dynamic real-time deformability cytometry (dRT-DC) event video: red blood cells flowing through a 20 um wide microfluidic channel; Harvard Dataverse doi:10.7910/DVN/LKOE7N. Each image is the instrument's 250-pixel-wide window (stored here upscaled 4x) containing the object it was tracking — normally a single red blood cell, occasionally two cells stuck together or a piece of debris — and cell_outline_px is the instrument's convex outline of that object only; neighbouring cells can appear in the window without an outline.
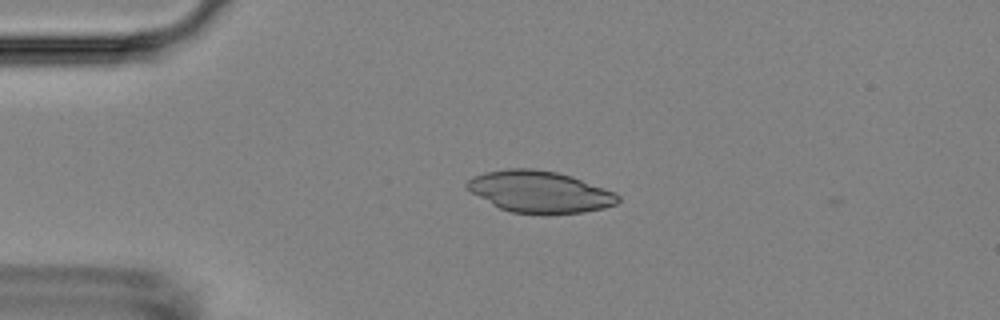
{"species": "Egyptian fruit bat (a non-hibernating species)", "species_latin": "Rousettus aegyptiacus", "temperature_condition": "room temperature", "stored_images_in_passage": 4, "camera_frame_rate_fps": 3000, "um_per_image_px": 0.085, "animal": {"sex": "female"}, "frame": {"image": 1, "passage_image": 3, "time_ms": 2.333, "image_size_px": [1000, 320], "cell_outline_px": [[620, 200], [616, 204], [604, 208], [584, 212], [512, 212], [500, 208], [492, 204], [472, 192], [464, 184], [472, 176], [484, 172], [508, 168], [532, 168], [556, 172], [572, 176], [616, 192], [620, 196]], "centroid_in_image_um": [45.88, 16.26], "position_along_channel_um": 39.1, "area_um2": 36.13}}